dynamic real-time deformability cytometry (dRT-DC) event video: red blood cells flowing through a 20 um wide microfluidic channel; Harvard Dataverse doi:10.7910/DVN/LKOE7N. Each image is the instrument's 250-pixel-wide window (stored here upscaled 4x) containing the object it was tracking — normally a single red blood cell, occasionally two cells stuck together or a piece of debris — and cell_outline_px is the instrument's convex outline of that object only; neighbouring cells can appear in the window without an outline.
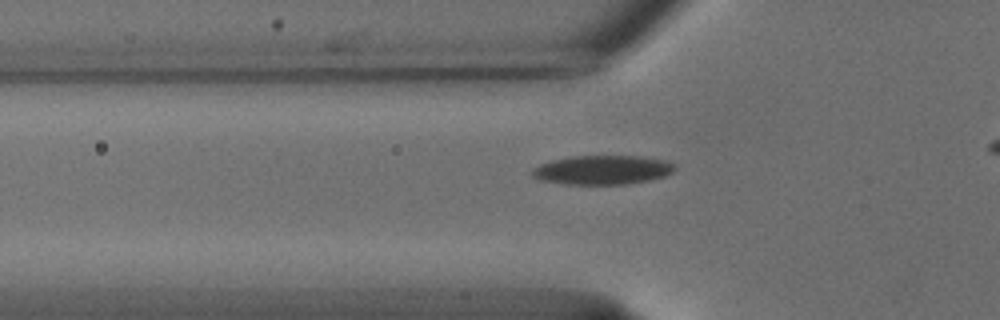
{"species": "common noctule bat (a hibernating species)", "species_latin": "Nyctalus noctula", "temperature_condition": "cold", "stored_images_in_passage": 40, "camera_frame_rate_fps": 3000, "um_per_image_px": 0.085, "animal": {"sex": "male", "body_mass_g": 18.8}, "frame": {"image": 1, "passage_image": 10, "time_ms": 3.0, "image_size_px": [1000, 320], "cell_outline_px": [[676, 168], [672, 172], [664, 176], [648, 180], [624, 184], [568, 184], [540, 180], [532, 176], [532, 168], [540, 164], [552, 160], [572, 156], [644, 156], [668, 160], [676, 164]], "centroid_in_image_um": [51.24, 14.43], "position_along_channel_um": 74.6, "area_um2": 24.28}}
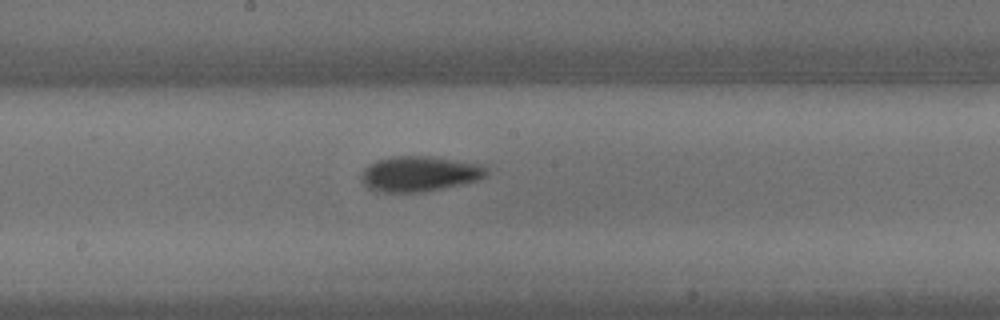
{"frame": {"image": 2, "passage_image": 21, "time_ms": 6.667, "image_size_px": [1000, 320], "cell_outline_px": [[488, 172], [480, 180], [420, 192], [384, 192], [368, 188], [360, 180], [360, 172], [368, 164], [376, 160], [392, 156], [432, 156], [484, 164], [488, 168]], "centroid_in_image_um": [35.64, 14.75], "position_along_channel_um": 212.6, "area_um2": 26.01}}
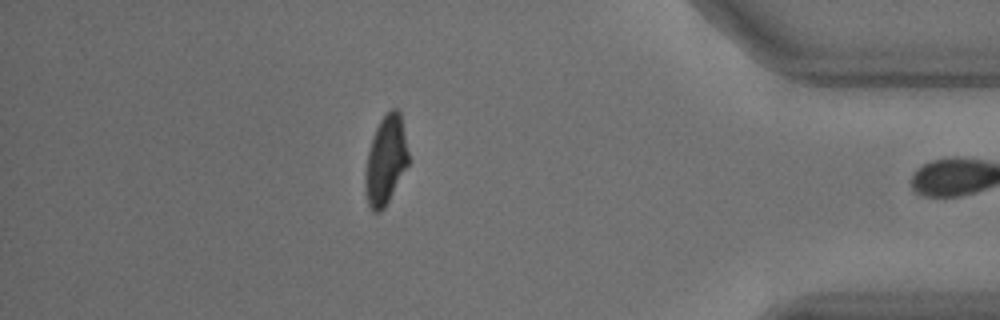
{"frame": {"image": 3, "passage_image": 39, "time_ms": 12.667, "image_size_px": [1000, 320], "cell_outline_px": [[408, 164], [384, 208], [380, 212], [372, 212], [368, 204], [364, 188], [364, 172], [368, 152], [372, 136], [380, 120], [392, 108], [396, 108], [400, 112], [408, 152]], "centroid_in_image_um": [32.75, 13.64], "position_along_channel_um": 402.4, "area_um2": 22.2}}